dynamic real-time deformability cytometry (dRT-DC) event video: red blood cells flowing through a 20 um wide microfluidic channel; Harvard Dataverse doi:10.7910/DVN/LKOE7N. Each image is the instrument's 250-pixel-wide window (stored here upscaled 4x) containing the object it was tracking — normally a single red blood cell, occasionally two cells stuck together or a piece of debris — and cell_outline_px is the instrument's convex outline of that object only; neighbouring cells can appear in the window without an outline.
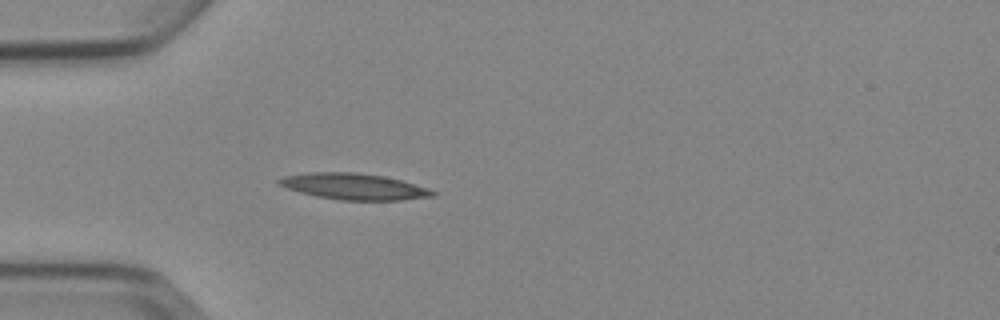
{"species": "Egyptian fruit bat (a non-hibernating species)", "species_latin": "Rousettus aegyptiacus", "temperature_condition": "cold", "stored_images_in_passage": 5, "camera_frame_rate_fps": 3000, "um_per_image_px": 0.085, "animal": {"sex": "female"}, "frame": {"image": 1, "passage_image": 5, "time_ms": 4.667, "image_size_px": [1000, 320], "cell_outline_px": [[436, 196], [400, 200], [340, 200], [316, 196], [300, 192], [288, 188], [280, 184], [276, 180], [284, 176], [312, 172], [356, 172], [384, 176], [400, 180], [428, 188], [436, 192]], "centroid_in_image_um": [30.11, 15.85], "position_along_channel_um": 54.9, "area_um2": 23.29}}